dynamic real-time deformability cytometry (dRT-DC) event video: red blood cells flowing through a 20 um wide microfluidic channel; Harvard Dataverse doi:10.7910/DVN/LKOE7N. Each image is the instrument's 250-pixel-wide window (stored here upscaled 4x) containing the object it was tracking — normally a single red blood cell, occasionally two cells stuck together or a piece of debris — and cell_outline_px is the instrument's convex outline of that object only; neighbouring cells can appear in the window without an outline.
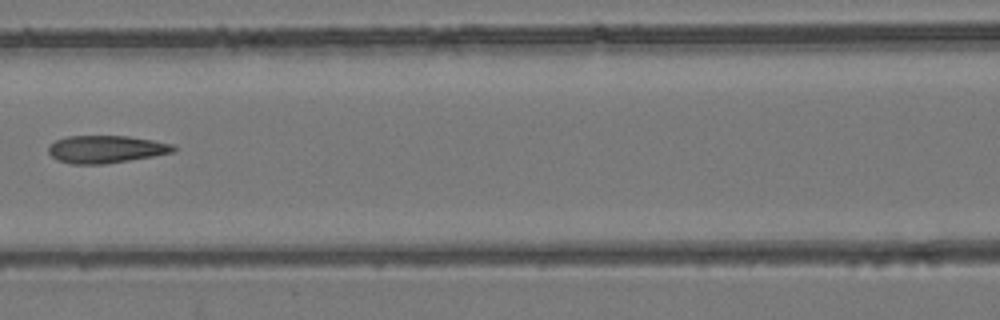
{"species": "common noctule bat (a hibernating species)", "species_latin": "Nyctalus noctula", "temperature_condition": "room temperature", "stored_images_in_passage": 7, "camera_frame_rate_fps": 3000, "um_per_image_px": 0.085, "animal": {"sex": "female", "body_mass_g": 24.6, "forearm_length_mm": 56.2}, "frame": {"image": 1, "passage_image": 7, "time_ms": 8.0, "image_size_px": [1000, 320], "cell_outline_px": [[176, 148], [172, 152], [152, 156], [104, 164], [72, 164], [56, 160], [48, 152], [48, 148], [56, 140], [68, 136], [128, 136], [152, 140], [172, 144]], "centroid_in_image_um": [8.97, 12.68], "position_along_channel_um": 157.6, "area_um2": 19.83}}